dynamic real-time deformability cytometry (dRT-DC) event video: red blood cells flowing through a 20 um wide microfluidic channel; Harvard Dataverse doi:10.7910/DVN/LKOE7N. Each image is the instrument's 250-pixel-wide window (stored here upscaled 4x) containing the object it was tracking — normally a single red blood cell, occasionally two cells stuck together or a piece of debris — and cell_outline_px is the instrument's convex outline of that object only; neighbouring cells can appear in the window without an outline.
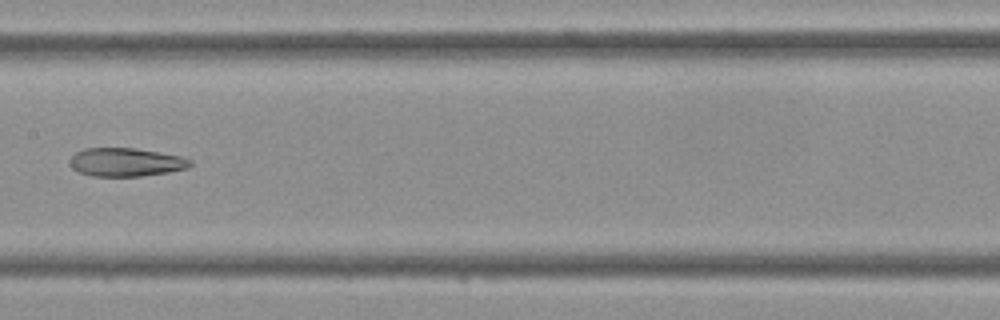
{"species": "Egyptian fruit bat (a non-hibernating species)", "species_latin": "Rousettus aegyptiacus", "temperature_condition": "cold", "stored_images_in_passage": 32, "camera_frame_rate_fps": 3000, "um_per_image_px": 0.085, "frame": {"image": 1, "passage_image": 10, "time_ms": 3.0, "image_size_px": [1000, 320], "cell_outline_px": [[192, 164], [188, 168], [168, 172], [140, 176], [92, 176], [80, 172], [72, 168], [68, 164], [68, 160], [76, 152], [84, 148], [136, 148], [184, 156], [192, 160]], "centroid_in_image_um": [10.71, 13.77], "position_along_channel_um": 196.7, "area_um2": 20.17}}